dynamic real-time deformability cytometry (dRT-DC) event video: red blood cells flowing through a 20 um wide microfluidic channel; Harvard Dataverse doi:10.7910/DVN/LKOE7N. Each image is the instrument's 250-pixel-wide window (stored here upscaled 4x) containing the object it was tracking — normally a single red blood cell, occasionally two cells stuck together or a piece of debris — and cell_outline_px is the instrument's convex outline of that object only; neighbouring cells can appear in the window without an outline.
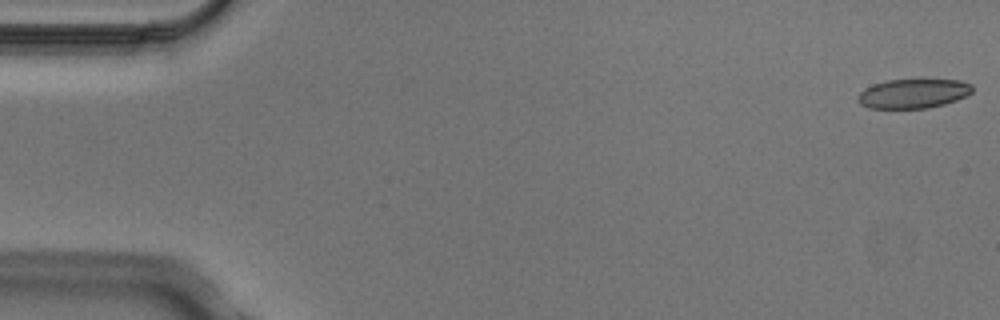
{"species": "Egyptian fruit bat (a non-hibernating species)", "species_latin": "Rousettus aegyptiacus", "temperature_condition": "cold", "stored_images_in_passage": 5, "camera_frame_rate_fps": 3000, "um_per_image_px": 0.085, "animal": {"sex": "male"}, "frame": {"image": 1, "passage_image": 1, "time_ms": 0.0, "image_size_px": [1000, 320], "cell_outline_px": [[972, 92], [956, 100], [944, 104], [928, 108], [868, 108], [860, 104], [856, 100], [856, 96], [864, 88], [872, 84], [888, 80], [960, 80], [972, 84]], "centroid_in_image_um": [77.57, 7.95], "position_along_channel_um": 7.4, "area_um2": 19.59}}
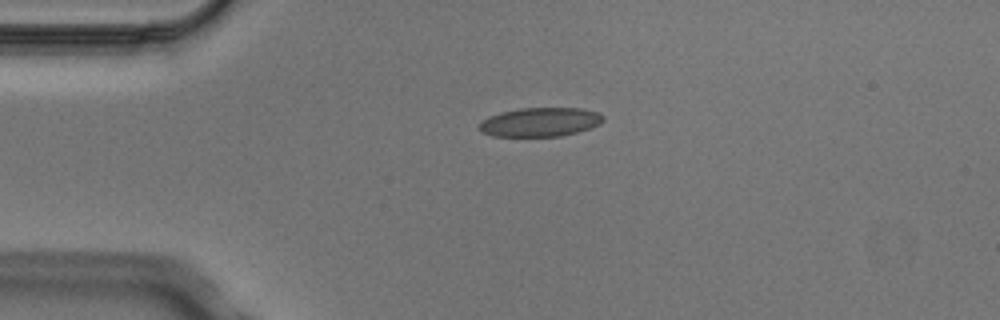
{"frame": {"image": 2, "passage_image": 4, "time_ms": 1.0, "image_size_px": [1000, 320], "cell_outline_px": [[604, 120], [600, 124], [576, 132], [560, 136], [492, 136], [484, 132], [480, 128], [480, 124], [488, 116], [500, 112], [520, 108], [580, 108], [596, 112], [604, 116]], "centroid_in_image_um": [45.92, 10.37], "position_along_channel_um": 39.1, "area_um2": 20.69}}